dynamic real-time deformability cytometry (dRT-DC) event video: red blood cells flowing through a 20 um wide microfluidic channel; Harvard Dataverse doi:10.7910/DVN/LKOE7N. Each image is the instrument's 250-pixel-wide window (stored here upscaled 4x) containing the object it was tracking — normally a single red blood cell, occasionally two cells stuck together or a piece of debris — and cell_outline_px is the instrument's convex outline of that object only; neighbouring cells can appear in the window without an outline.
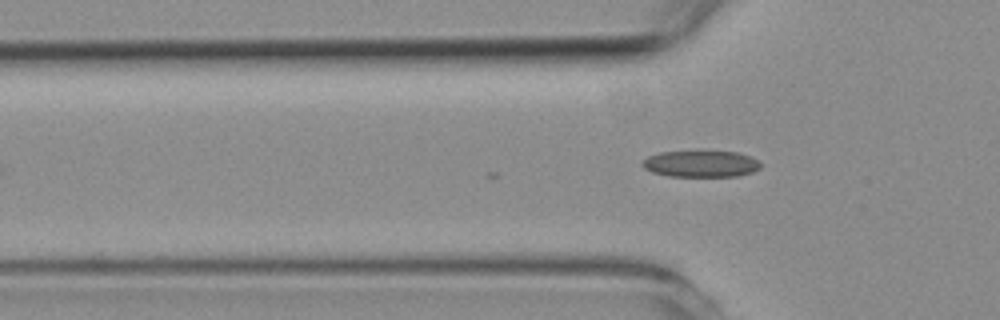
{"species": "common noctule bat (a hibernating species)", "species_latin": "Nyctalus noctula", "temperature_condition": "room temperature", "stored_images_in_passage": 8, "camera_frame_rate_fps": 3000, "um_per_image_px": 0.085, "animal": {"sex": "female", "body_mass_g": 19.3, "forearm_length_mm": 54.1}, "frame": {"image": 1, "passage_image": 8, "time_ms": 2.333, "image_size_px": [1000, 320], "cell_outline_px": [[760, 168], [752, 172], [736, 176], [668, 176], [652, 172], [644, 168], [640, 164], [648, 156], [660, 152], [736, 152], [748, 156], [756, 160], [760, 164]], "centroid_in_image_um": [59.53, 13.94], "position_along_channel_um": 66.3, "area_um2": 17.92}}